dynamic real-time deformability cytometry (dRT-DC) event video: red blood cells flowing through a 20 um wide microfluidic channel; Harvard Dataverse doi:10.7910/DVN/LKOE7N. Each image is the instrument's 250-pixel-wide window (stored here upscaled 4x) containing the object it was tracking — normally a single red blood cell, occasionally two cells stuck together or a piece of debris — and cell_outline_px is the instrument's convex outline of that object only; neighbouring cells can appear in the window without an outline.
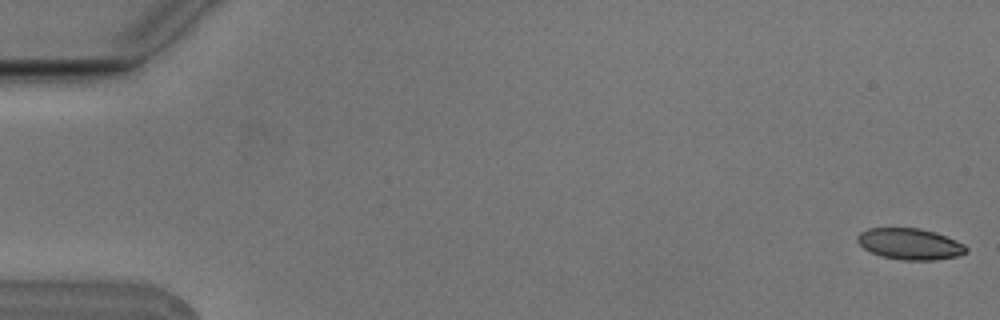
{"species": "Egyptian fruit bat (a non-hibernating species)", "species_latin": "Rousettus aegyptiacus", "temperature_condition": "cold", "stored_images_in_passage": 7, "camera_frame_rate_fps": 3000, "um_per_image_px": 0.085, "animal": {"sex": "male"}, "frame": {"image": 1, "passage_image": 1, "time_ms": 0.0, "image_size_px": [1000, 320], "cell_outline_px": [[968, 252], [960, 256], [936, 260], [900, 260], [880, 256], [864, 248], [856, 240], [856, 236], [860, 232], [868, 228], [920, 228], [936, 232], [956, 240], [964, 244], [968, 248]], "centroid_in_image_um": [77.37, 20.74], "position_along_channel_um": 7.6, "area_um2": 20.06}}
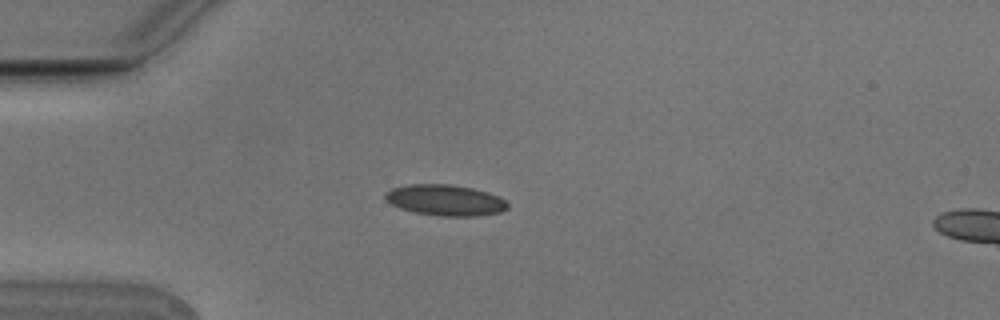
{"frame": {"image": 2, "passage_image": 5, "time_ms": 1.333, "image_size_px": [1000, 320], "cell_outline_px": [[508, 208], [500, 212], [476, 216], [440, 216], [412, 212], [400, 208], [384, 200], [384, 192], [392, 188], [408, 184], [452, 184], [472, 188], [488, 192], [500, 196], [508, 204]], "centroid_in_image_um": [37.82, 17.01], "position_along_channel_um": 47.2, "area_um2": 22.31}}